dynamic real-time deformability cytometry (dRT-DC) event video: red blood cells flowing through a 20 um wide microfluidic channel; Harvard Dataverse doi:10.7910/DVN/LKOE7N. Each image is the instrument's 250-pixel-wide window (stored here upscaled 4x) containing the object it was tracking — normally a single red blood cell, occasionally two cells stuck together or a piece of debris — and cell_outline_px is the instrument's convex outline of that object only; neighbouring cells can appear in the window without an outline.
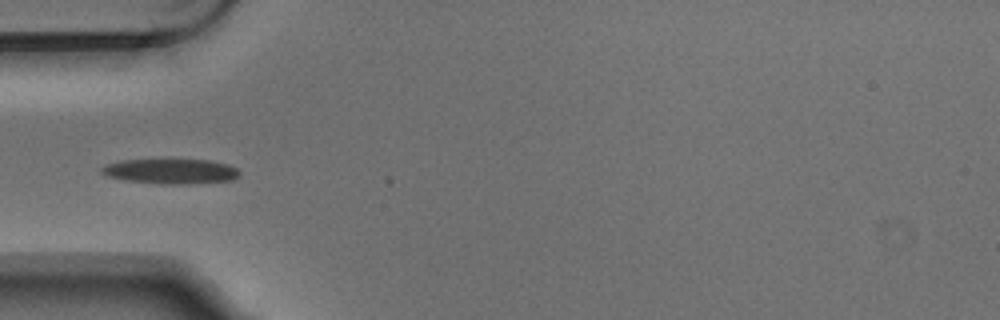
{"species": "Egyptian fruit bat (a non-hibernating species)", "species_latin": "Rousettus aegyptiacus", "temperature_condition": "warm", "stored_images_in_passage": 5, "camera_frame_rate_fps": 3000, "um_per_image_px": 0.085, "animal": {"sex": "male"}, "frame": {"image": 1, "passage_image": 5, "time_ms": 1.333, "image_size_px": [1000, 320], "cell_outline_px": [[240, 172], [232, 180], [188, 184], [160, 184], [124, 180], [104, 176], [100, 172], [100, 168], [104, 164], [120, 160], [164, 156], [168, 156], [208, 160], [228, 164], [236, 168]], "centroid_in_image_um": [14.4, 14.5], "position_along_channel_um": 70.6, "area_um2": 21.5}}